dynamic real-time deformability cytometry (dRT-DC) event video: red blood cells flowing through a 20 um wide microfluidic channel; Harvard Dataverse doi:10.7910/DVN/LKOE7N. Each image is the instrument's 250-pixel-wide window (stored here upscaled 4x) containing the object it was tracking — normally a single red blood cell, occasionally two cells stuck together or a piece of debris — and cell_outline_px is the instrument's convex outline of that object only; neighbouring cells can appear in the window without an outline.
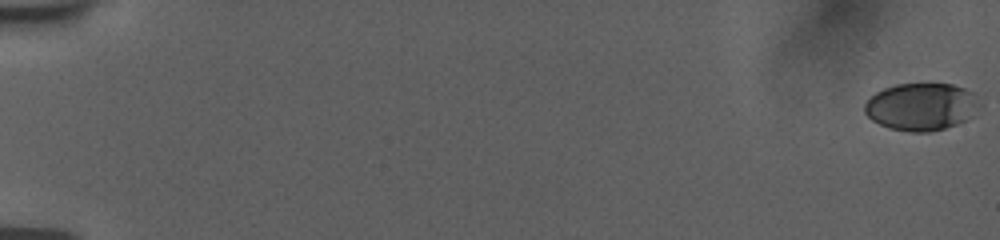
{"species": "human", "species_latin": "Homo sapiens", "temperature_condition": "room temperature", "stored_images_in_passage": 57, "camera_frame_rate_fps": 3000, "um_per_image_px": 0.085, "donor": {"sex": "female"}, "frame": {"image": 1, "passage_image": 1, "time_ms": 0.0, "image_size_px": [1000, 240], "cell_outline_px": [[984, 104], [964, 120], [956, 124], [944, 128], [928, 132], [908, 132], [888, 128], [872, 120], [864, 112], [864, 104], [876, 92], [884, 88], [896, 84], [952, 84], [976, 92]], "centroid_in_image_um": [78.35, 9.06], "position_along_channel_um": 6.7, "area_um2": 32.02}}
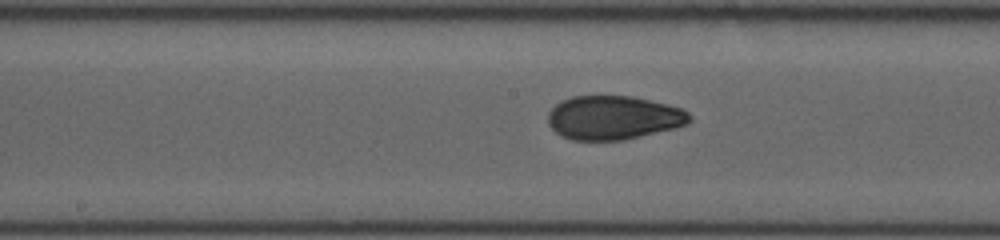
{"frame": {"image": 2, "passage_image": 32, "time_ms": 10.333, "image_size_px": [1000, 240], "cell_outline_px": [[692, 120], [688, 124], [624, 140], [572, 140], [560, 136], [548, 124], [548, 112], [560, 100], [572, 96], [632, 96], [668, 104], [680, 108], [688, 112], [692, 116]], "centroid_in_image_um": [52.12, 10.0], "position_along_channel_um": 196.1, "area_um2": 36.24}}
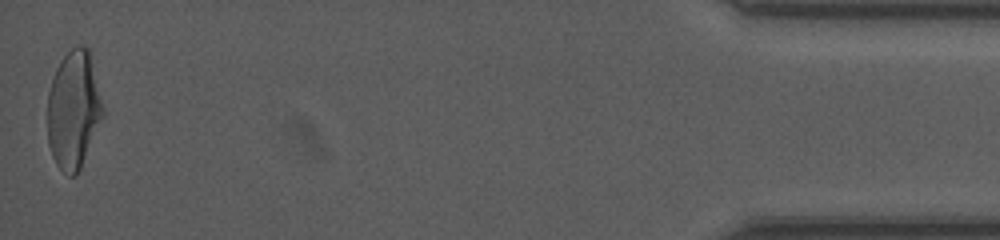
{"frame": {"image": 3, "passage_image": 57, "time_ms": 18.667, "image_size_px": [1000, 240], "cell_outline_px": [[104, 116], [80, 168], [76, 176], [68, 176], [56, 164], [52, 156], [48, 144], [48, 92], [56, 68], [60, 60], [72, 48], [80, 44], [88, 48], [104, 108]], "centroid_in_image_um": [6.25, 9.35], "position_along_channel_um": 428.9, "area_um2": 37.97}, "authors_computed_cell_mechanics": {"area_um2": 35.6626, "velocity_mm_per_s": 3.7656, "shape_relaxation_time_tau1_ms": 7.0896, "shape_relaxation_time_tau2_ms": 1.4498, "deformation_change_tau1": 0.213, "deformation_change_tau2": 0.0593}}